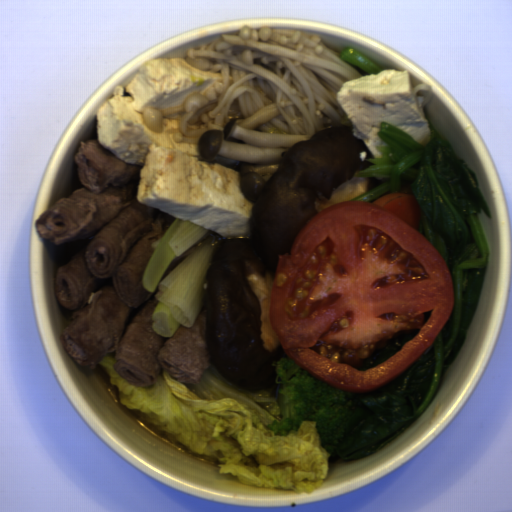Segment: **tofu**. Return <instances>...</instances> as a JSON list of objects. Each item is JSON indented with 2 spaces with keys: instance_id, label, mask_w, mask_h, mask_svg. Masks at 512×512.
I'll return each instance as SVG.
<instances>
[{
  "instance_id": "tofu-1",
  "label": "tofu",
  "mask_w": 512,
  "mask_h": 512,
  "mask_svg": "<svg viewBox=\"0 0 512 512\" xmlns=\"http://www.w3.org/2000/svg\"><path fill=\"white\" fill-rule=\"evenodd\" d=\"M221 76L182 57L147 60L125 86L112 90L96 112L97 140L116 157L141 166L136 198L149 206L223 237H250L254 202L240 187V171L204 161L196 143L174 142L177 119L165 117L161 132L143 121L146 108L181 105L204 93Z\"/></svg>"
},
{
  "instance_id": "tofu-2",
  "label": "tofu",
  "mask_w": 512,
  "mask_h": 512,
  "mask_svg": "<svg viewBox=\"0 0 512 512\" xmlns=\"http://www.w3.org/2000/svg\"><path fill=\"white\" fill-rule=\"evenodd\" d=\"M336 100L348 116L353 135L363 140L375 158H383L377 146H387L378 132L388 122L418 144L431 141L432 130L411 84L408 70L385 69L342 85Z\"/></svg>"
}]
</instances>
